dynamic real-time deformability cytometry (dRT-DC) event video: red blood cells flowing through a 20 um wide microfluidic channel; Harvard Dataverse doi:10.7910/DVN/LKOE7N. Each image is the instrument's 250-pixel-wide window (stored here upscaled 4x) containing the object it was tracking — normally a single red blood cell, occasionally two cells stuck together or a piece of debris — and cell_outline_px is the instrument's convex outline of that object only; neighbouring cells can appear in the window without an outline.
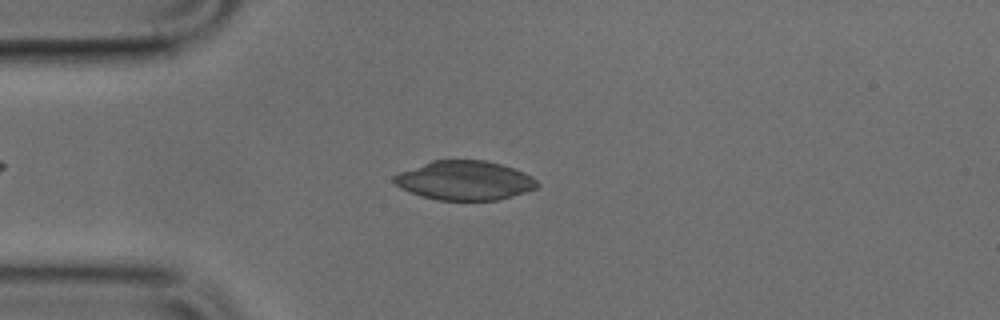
{"species": "common noctule bat (a hibernating species)", "species_latin": "Nyctalus noctula", "temperature_condition": "cold", "stored_images_in_passage": 45, "camera_frame_rate_fps": 3000, "um_per_image_px": 0.085, "animal": {"sex": "male", "body_mass_g": 17.9, "forearm_length_mm": 54.2}, "frame": {"image": 1, "passage_image": 11, "time_ms": 3.333, "image_size_px": [1000, 320], "cell_outline_px": [[540, 184], [536, 188], [512, 196], [496, 200], [436, 200], [400, 188], [392, 180], [392, 176], [400, 172], [432, 160], [484, 160], [500, 164], [524, 172], [532, 176]], "centroid_in_image_um": [39.5, 15.34], "position_along_channel_um": 45.5, "area_um2": 32.48}}
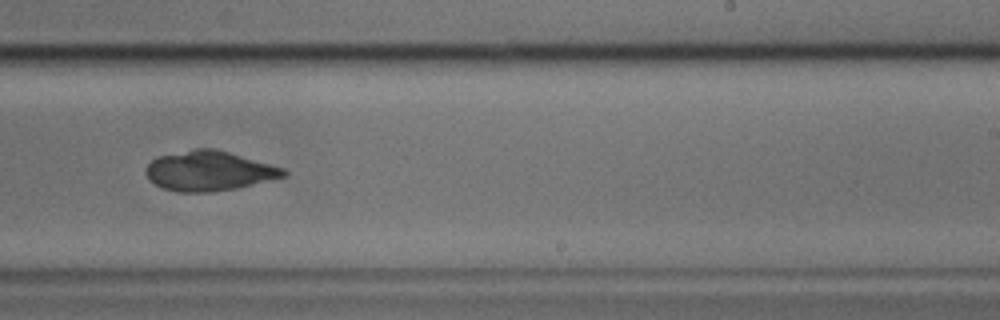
{"frame": {"image": 2, "passage_image": 29, "time_ms": 9.333, "image_size_px": [1000, 320], "cell_outline_px": [[288, 176], [236, 188], [212, 192], [176, 192], [164, 188], [148, 180], [144, 172], [148, 164], [156, 156], [196, 148], [212, 148], [228, 152], [284, 168], [288, 172]], "centroid_in_image_um": [17.75, 14.53], "position_along_channel_um": 271.3, "area_um2": 31.96}}
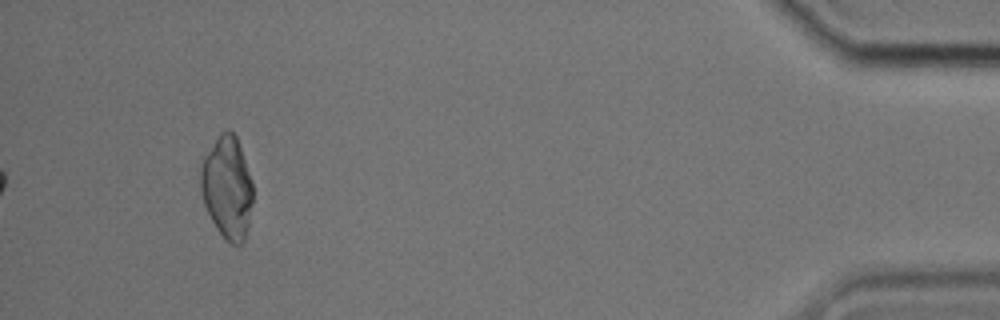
{"frame": {"image": 3, "passage_image": 45, "time_ms": 14.667, "image_size_px": [1000, 320], "cell_outline_px": [[252, 204], [244, 244], [232, 244], [216, 228], [204, 204], [200, 188], [200, 164], [204, 156], [220, 132], [224, 128], [228, 128], [236, 136], [240, 144], [252, 180]], "centroid_in_image_um": [19.31, 15.88], "position_along_channel_um": 415.9, "area_um2": 31.33}}